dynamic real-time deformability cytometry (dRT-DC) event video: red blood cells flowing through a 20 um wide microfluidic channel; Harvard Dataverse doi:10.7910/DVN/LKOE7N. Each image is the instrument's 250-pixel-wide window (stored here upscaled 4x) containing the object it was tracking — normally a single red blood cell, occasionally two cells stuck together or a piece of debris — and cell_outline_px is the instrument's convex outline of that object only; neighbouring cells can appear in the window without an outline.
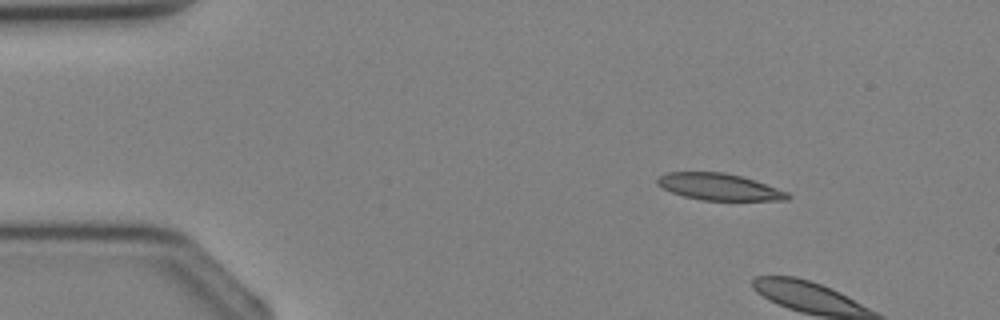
{"species": "Egyptian fruit bat (a non-hibernating species)", "species_latin": "Rousettus aegyptiacus", "temperature_condition": "cold", "stored_images_in_passage": 3, "camera_frame_rate_fps": 3000, "um_per_image_px": 0.085, "animal": {"sex": "female"}, "frame": {"image": 1, "passage_image": 1, "time_ms": 0.0, "image_size_px": [1000, 320], "cell_outline_px": [[792, 196], [788, 200], [700, 200], [684, 196], [672, 192], [656, 184], [656, 180], [660, 176], [668, 172], [724, 172], [740, 176], [788, 192]], "centroid_in_image_um": [61.11, 15.89], "position_along_channel_um": 23.9, "area_um2": 20.0}}